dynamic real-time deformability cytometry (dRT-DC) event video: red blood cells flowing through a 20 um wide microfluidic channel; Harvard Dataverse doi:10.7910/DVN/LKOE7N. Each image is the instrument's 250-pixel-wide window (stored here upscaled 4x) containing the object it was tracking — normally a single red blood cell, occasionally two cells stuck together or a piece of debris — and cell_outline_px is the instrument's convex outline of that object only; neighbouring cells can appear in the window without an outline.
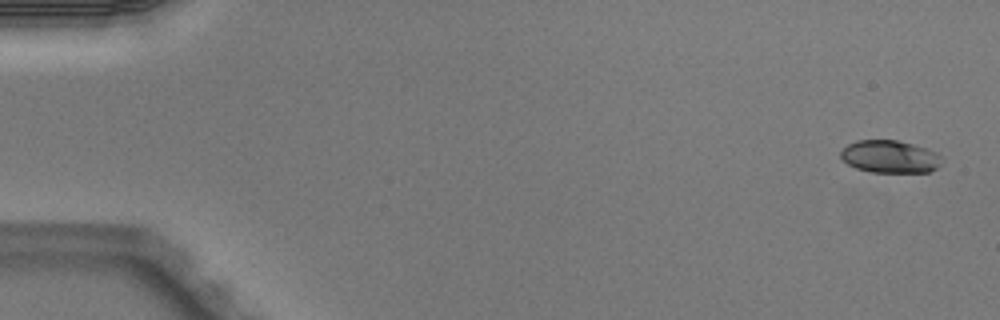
{"species": "Egyptian fruit bat (a non-hibernating species)", "species_latin": "Rousettus aegyptiacus", "temperature_condition": "warm", "stored_images_in_passage": 4, "camera_frame_rate_fps": 3000, "um_per_image_px": 0.085, "animal": {"sex": "male"}, "frame": {"image": 1, "passage_image": 1, "time_ms": 0.0, "image_size_px": [1000, 320], "cell_outline_px": [[940, 164], [936, 168], [928, 172], [872, 172], [856, 168], [848, 164], [840, 156], [840, 152], [848, 144], [856, 140], [896, 140], [912, 144], [936, 152], [940, 156]], "centroid_in_image_um": [75.61, 13.31], "position_along_channel_um": 9.4, "area_um2": 18.96}}
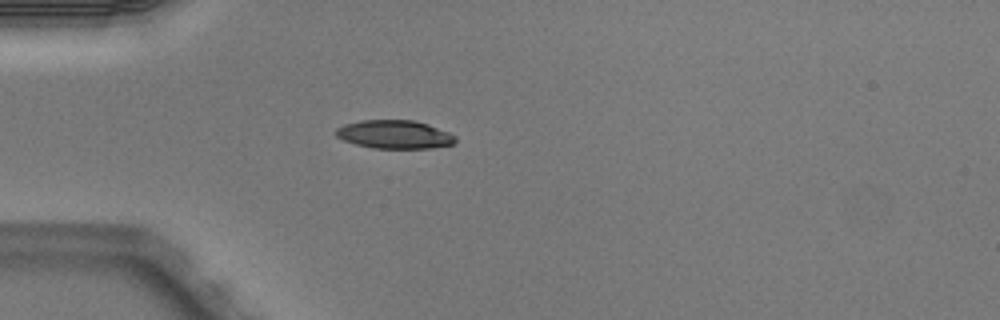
{"frame": {"image": 2, "passage_image": 4, "time_ms": 1.0, "image_size_px": [1000, 320], "cell_outline_px": [[456, 144], [432, 148], [372, 148], [356, 144], [344, 140], [336, 136], [336, 128], [344, 124], [360, 120], [412, 120], [428, 124], [448, 132], [456, 136]], "centroid_in_image_um": [33.55, 11.43], "position_along_channel_um": 51.4, "area_um2": 19.83}}